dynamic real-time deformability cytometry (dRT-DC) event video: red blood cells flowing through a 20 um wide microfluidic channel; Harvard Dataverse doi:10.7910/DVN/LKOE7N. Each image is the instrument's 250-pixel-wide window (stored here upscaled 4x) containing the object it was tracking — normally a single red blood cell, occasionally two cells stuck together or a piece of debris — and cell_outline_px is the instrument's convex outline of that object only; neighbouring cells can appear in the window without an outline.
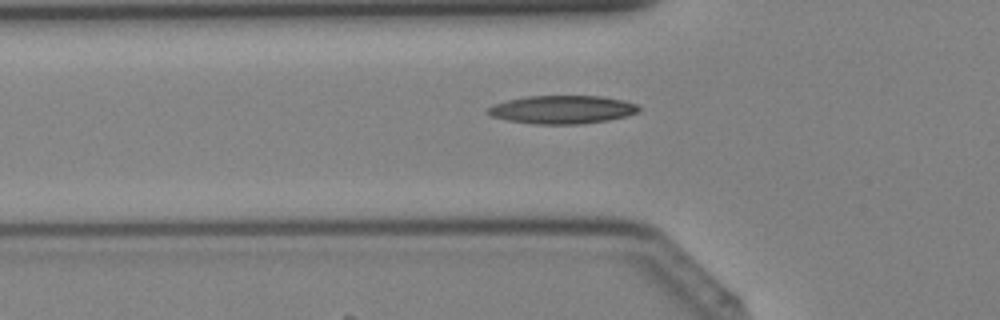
{"species": "Egyptian fruit bat (a non-hibernating species)", "species_latin": "Rousettus aegyptiacus", "temperature_condition": "cold", "stored_images_in_passage": 29, "camera_frame_rate_fps": 3000, "um_per_image_px": 0.085, "animal": {"sex": "female"}, "frame": {"image": 1, "passage_image": 3, "time_ms": 0.667, "image_size_px": [1000, 320], "cell_outline_px": [[640, 108], [636, 112], [624, 116], [608, 120], [580, 124], [532, 124], [508, 120], [492, 116], [484, 112], [492, 104], [508, 100], [528, 96], [600, 96], [624, 100], [636, 104]], "centroid_in_image_um": [47.74, 9.31], "position_along_channel_um": 78.1, "area_um2": 24.74}}
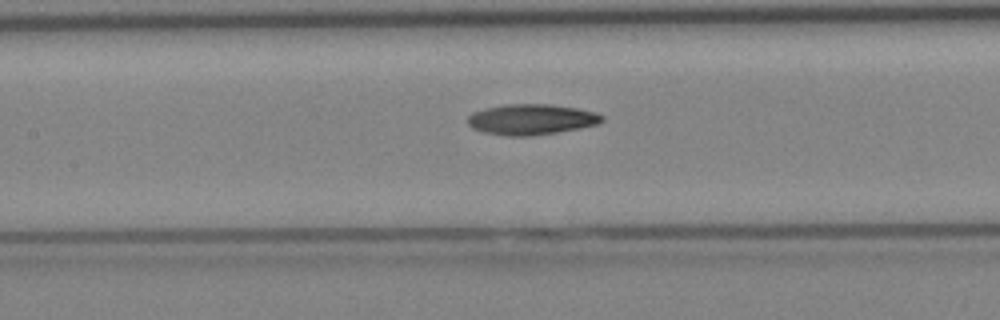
{"frame": {"image": 2, "passage_image": 8, "time_ms": 2.333, "image_size_px": [1000, 320], "cell_outline_px": [[604, 120], [596, 124], [580, 128], [556, 132], [528, 136], [508, 136], [484, 132], [472, 128], [468, 124], [468, 116], [472, 112], [484, 108], [504, 104], [552, 104], [576, 108], [592, 112], [604, 116]], "centroid_in_image_um": [45.12, 10.14], "position_along_channel_um": 162.3, "area_um2": 23.87}}
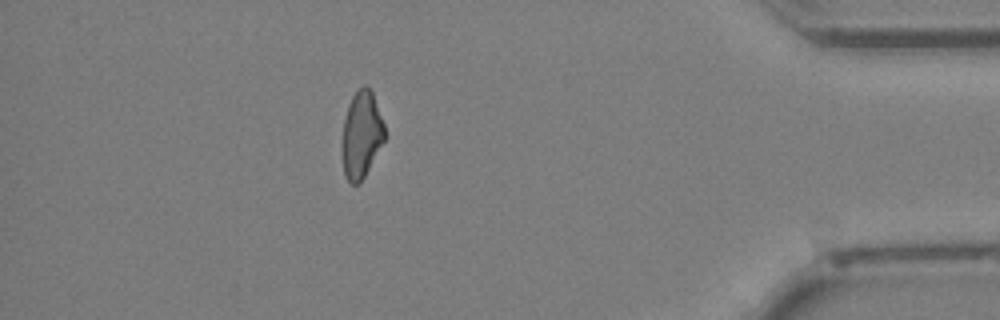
{"frame": {"image": 3, "passage_image": 25, "time_ms": 8.0, "image_size_px": [1000, 320], "cell_outline_px": [[384, 140], [360, 184], [352, 184], [344, 176], [344, 120], [348, 104], [352, 96], [364, 84], [368, 84], [372, 92], [384, 124]], "centroid_in_image_um": [30.74, 11.42], "position_along_channel_um": 404.5, "area_um2": 20.87}}